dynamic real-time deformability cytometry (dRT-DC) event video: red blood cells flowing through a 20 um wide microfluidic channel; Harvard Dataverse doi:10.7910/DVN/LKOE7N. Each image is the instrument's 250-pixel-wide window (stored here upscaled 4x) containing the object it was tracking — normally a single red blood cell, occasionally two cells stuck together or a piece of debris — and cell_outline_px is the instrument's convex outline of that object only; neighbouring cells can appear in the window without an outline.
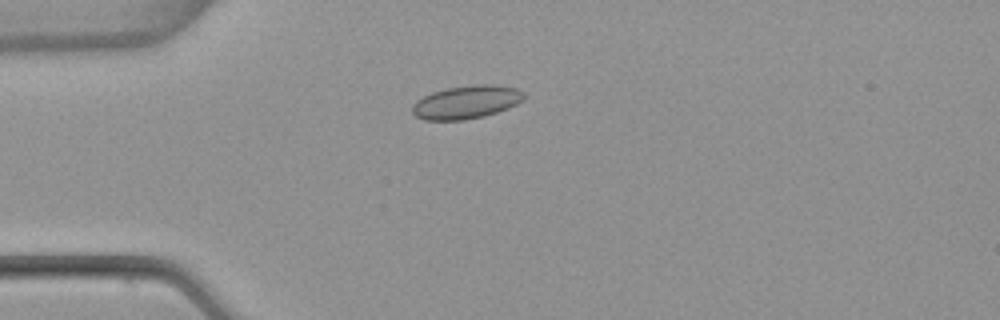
{"species": "common noctule bat (a hibernating species)", "species_latin": "Nyctalus noctula", "temperature_condition": "warm", "stored_images_in_passage": 6, "camera_frame_rate_fps": 3000, "um_per_image_px": 0.085, "animal": {"sex": "female", "body_mass_g": 22.7, "forearm_length_mm": 54.2}, "frame": {"image": 1, "passage_image": 4, "time_ms": 1.0, "image_size_px": [1000, 320], "cell_outline_px": [[524, 100], [508, 108], [484, 116], [464, 120], [424, 120], [416, 116], [412, 112], [412, 104], [416, 100], [432, 92], [448, 88], [476, 84], [496, 84], [516, 88], [524, 92]], "centroid_in_image_um": [39.64, 8.68], "position_along_channel_um": 45.4, "area_um2": 21.68}}
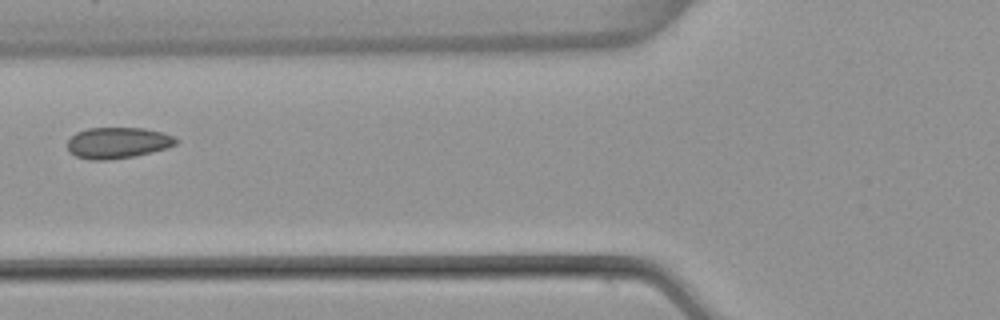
{"frame": {"image": 2, "passage_image": 6, "time_ms": 1.667, "image_size_px": [1000, 320], "cell_outline_px": [[176, 144], [168, 148], [136, 156], [108, 160], [88, 160], [76, 156], [68, 152], [68, 140], [76, 132], [88, 128], [144, 128], [160, 132], [172, 136], [176, 140]], "centroid_in_image_um": [9.97, 12.15], "position_along_channel_um": 115.8, "area_um2": 19.71}}